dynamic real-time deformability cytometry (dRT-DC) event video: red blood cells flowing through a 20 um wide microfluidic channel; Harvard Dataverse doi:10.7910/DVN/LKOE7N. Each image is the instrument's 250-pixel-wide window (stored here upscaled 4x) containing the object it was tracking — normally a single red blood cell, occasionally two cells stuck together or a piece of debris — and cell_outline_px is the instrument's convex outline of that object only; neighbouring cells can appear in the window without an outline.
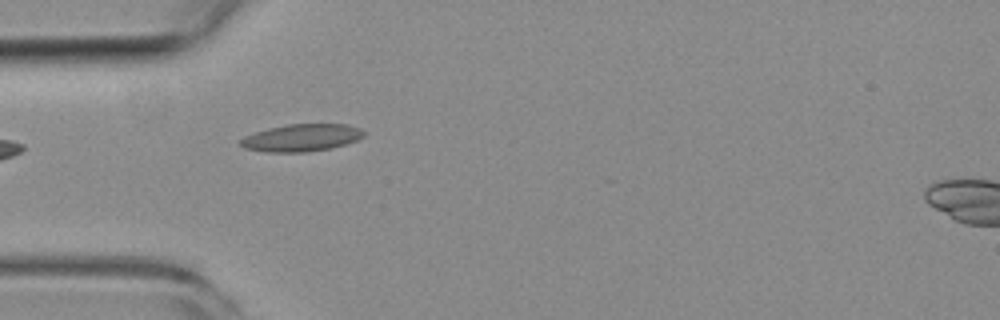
{"species": "common noctule bat (a hibernating species)", "species_latin": "Nyctalus noctula", "temperature_condition": "room temperature", "stored_images_in_passage": 4, "camera_frame_rate_fps": 3000, "um_per_image_px": 0.085, "animal": {"sex": "female", "body_mass_g": 19.3, "forearm_length_mm": 54.1}, "frame": {"image": 1, "passage_image": 4, "time_ms": 5.0, "image_size_px": [1000, 320], "cell_outline_px": [[364, 136], [356, 140], [332, 148], [308, 152], [268, 152], [244, 148], [240, 144], [240, 140], [244, 136], [268, 128], [288, 124], [348, 124], [360, 128], [364, 132]], "centroid_in_image_um": [25.63, 11.71], "position_along_channel_um": 59.4, "area_um2": 19.59}}